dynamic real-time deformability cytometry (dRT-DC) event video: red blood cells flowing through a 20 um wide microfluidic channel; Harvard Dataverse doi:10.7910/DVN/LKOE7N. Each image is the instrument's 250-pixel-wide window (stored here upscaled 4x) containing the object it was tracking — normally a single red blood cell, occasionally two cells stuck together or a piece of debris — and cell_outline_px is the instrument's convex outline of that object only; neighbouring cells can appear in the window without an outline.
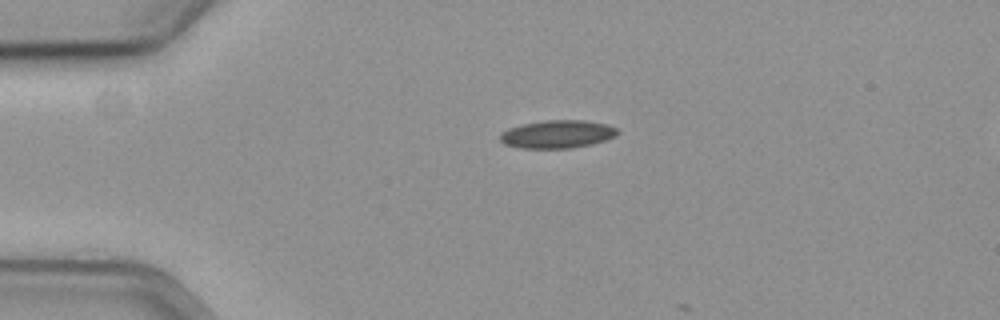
{"species": "common noctule bat (a hibernating species)", "species_latin": "Nyctalus noctula", "temperature_condition": "cold", "stored_images_in_passage": 4, "camera_frame_rate_fps": 3000, "um_per_image_px": 0.085, "animal": {"sex": "female", "body_mass_g": 19.3, "forearm_length_mm": 54.1}, "frame": {"image": 1, "passage_image": 1, "time_ms": 0.0, "image_size_px": [1000, 320], "cell_outline_px": [[620, 132], [616, 136], [604, 140], [572, 148], [520, 148], [504, 144], [500, 140], [500, 136], [504, 132], [512, 128], [524, 124], [544, 120], [580, 120], [604, 124], [616, 128]], "centroid_in_image_um": [47.38, 11.41], "position_along_channel_um": 37.6, "area_um2": 18.73}}